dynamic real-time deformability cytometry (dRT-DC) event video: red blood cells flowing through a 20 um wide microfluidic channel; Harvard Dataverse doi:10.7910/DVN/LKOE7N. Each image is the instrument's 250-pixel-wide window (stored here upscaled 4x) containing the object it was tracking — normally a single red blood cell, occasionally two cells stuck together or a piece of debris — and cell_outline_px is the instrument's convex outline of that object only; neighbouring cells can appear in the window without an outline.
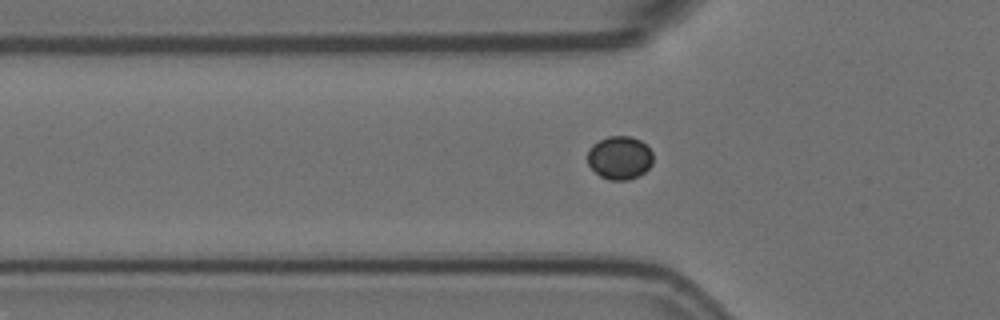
{"species": "Egyptian fruit bat (a non-hibernating species)", "species_latin": "Rousettus aegyptiacus", "temperature_condition": "room temperature", "stored_images_in_passage": 58, "camera_frame_rate_fps": 3000, "um_per_image_px": 0.085, "animal": {"sex": "female"}, "frame": {"image": 1, "passage_image": 19, "time_ms": 6.0, "image_size_px": [1000, 320], "cell_outline_px": [[652, 164], [640, 176], [628, 180], [608, 180], [600, 176], [588, 164], [588, 152], [592, 144], [608, 136], [628, 136], [640, 140], [652, 152]], "centroid_in_image_um": [52.67, 13.42], "position_along_channel_um": 73.1, "area_um2": 16.47}}
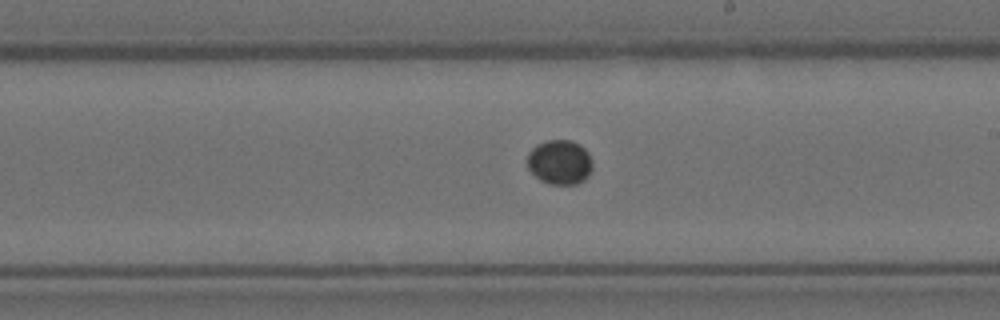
{"frame": {"image": 2, "passage_image": 33, "time_ms": 10.667, "image_size_px": [1000, 320], "cell_outline_px": [[592, 168], [588, 176], [584, 180], [576, 184], [548, 184], [540, 180], [528, 168], [528, 152], [536, 144], [548, 140], [572, 140], [580, 144], [588, 152], [592, 160]], "centroid_in_image_um": [47.59, 13.77], "position_along_channel_um": 241.4, "area_um2": 17.05}}
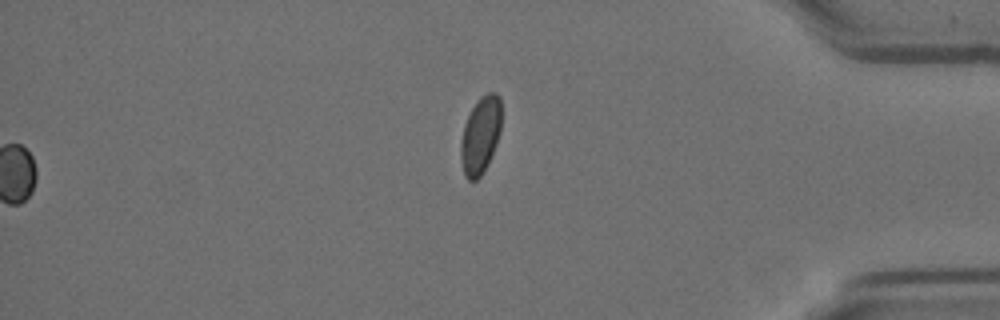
{"frame": {"image": 3, "passage_image": 58, "time_ms": 19.0, "image_size_px": [1000, 320], "cell_outline_px": [[500, 132], [496, 144], [488, 164], [480, 176], [476, 180], [468, 180], [464, 176], [460, 156], [460, 144], [464, 124], [476, 100], [480, 96], [488, 92], [496, 92], [500, 96]], "centroid_in_image_um": [40.82, 11.48], "position_along_channel_um": 394.4, "area_um2": 18.32}}